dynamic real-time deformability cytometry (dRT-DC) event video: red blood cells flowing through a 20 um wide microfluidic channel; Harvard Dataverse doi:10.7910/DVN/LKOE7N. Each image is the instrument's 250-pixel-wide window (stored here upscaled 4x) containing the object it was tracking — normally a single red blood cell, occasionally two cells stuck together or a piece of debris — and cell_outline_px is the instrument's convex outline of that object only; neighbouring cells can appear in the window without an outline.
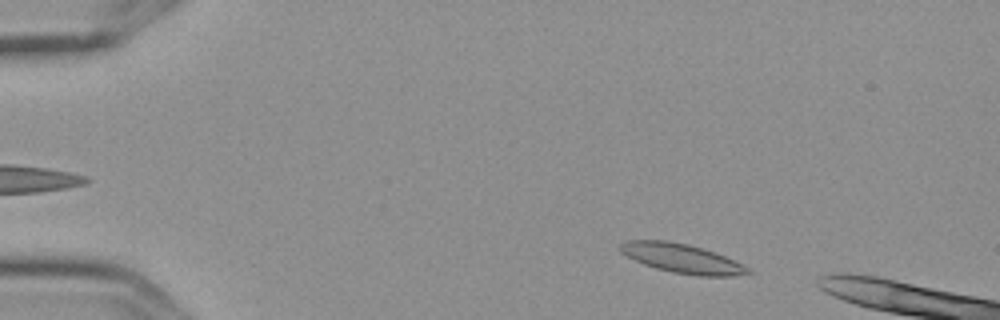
{"species": "Egyptian fruit bat (a non-hibernating species)", "species_latin": "Rousettus aegyptiacus", "temperature_condition": "cold", "stored_images_in_passage": 4, "camera_frame_rate_fps": 3000, "um_per_image_px": 0.085, "frame": {"image": 1, "passage_image": 1, "time_ms": 0.0, "image_size_px": [1000, 320], "cell_outline_px": [[752, 272], [732, 276], [696, 276], [672, 272], [656, 268], [644, 264], [620, 252], [616, 248], [624, 240], [668, 240], [688, 244], [724, 256], [748, 268]], "centroid_in_image_um": [57.88, 21.95], "position_along_channel_um": 27.1, "area_um2": 21.5}}